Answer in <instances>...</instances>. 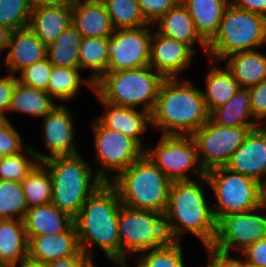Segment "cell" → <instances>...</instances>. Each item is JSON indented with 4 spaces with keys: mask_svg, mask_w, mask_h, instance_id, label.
Wrapping results in <instances>:
<instances>
[{
    "mask_svg": "<svg viewBox=\"0 0 266 267\" xmlns=\"http://www.w3.org/2000/svg\"><path fill=\"white\" fill-rule=\"evenodd\" d=\"M88 1H98V0H72V4L77 2H88Z\"/></svg>",
    "mask_w": 266,
    "mask_h": 267,
    "instance_id": "cell-54",
    "label": "cell"
},
{
    "mask_svg": "<svg viewBox=\"0 0 266 267\" xmlns=\"http://www.w3.org/2000/svg\"><path fill=\"white\" fill-rule=\"evenodd\" d=\"M83 37L71 24L52 44L47 46V58L55 67L80 68L79 48Z\"/></svg>",
    "mask_w": 266,
    "mask_h": 267,
    "instance_id": "cell-31",
    "label": "cell"
},
{
    "mask_svg": "<svg viewBox=\"0 0 266 267\" xmlns=\"http://www.w3.org/2000/svg\"><path fill=\"white\" fill-rule=\"evenodd\" d=\"M28 208L50 203L52 180L48 169L38 163L21 182Z\"/></svg>",
    "mask_w": 266,
    "mask_h": 267,
    "instance_id": "cell-34",
    "label": "cell"
},
{
    "mask_svg": "<svg viewBox=\"0 0 266 267\" xmlns=\"http://www.w3.org/2000/svg\"><path fill=\"white\" fill-rule=\"evenodd\" d=\"M72 25L83 38H109L114 32L110 16L101 0L72 4Z\"/></svg>",
    "mask_w": 266,
    "mask_h": 267,
    "instance_id": "cell-22",
    "label": "cell"
},
{
    "mask_svg": "<svg viewBox=\"0 0 266 267\" xmlns=\"http://www.w3.org/2000/svg\"><path fill=\"white\" fill-rule=\"evenodd\" d=\"M149 65L105 73L95 84L94 92L103 101L117 106L152 112L161 83L165 79Z\"/></svg>",
    "mask_w": 266,
    "mask_h": 267,
    "instance_id": "cell-6",
    "label": "cell"
},
{
    "mask_svg": "<svg viewBox=\"0 0 266 267\" xmlns=\"http://www.w3.org/2000/svg\"><path fill=\"white\" fill-rule=\"evenodd\" d=\"M42 164L52 180L51 203L73 219L89 196L104 183L97 175H92L90 163L79 154L52 157Z\"/></svg>",
    "mask_w": 266,
    "mask_h": 267,
    "instance_id": "cell-5",
    "label": "cell"
},
{
    "mask_svg": "<svg viewBox=\"0 0 266 267\" xmlns=\"http://www.w3.org/2000/svg\"><path fill=\"white\" fill-rule=\"evenodd\" d=\"M28 209L21 182L0 180V219L23 221Z\"/></svg>",
    "mask_w": 266,
    "mask_h": 267,
    "instance_id": "cell-36",
    "label": "cell"
},
{
    "mask_svg": "<svg viewBox=\"0 0 266 267\" xmlns=\"http://www.w3.org/2000/svg\"><path fill=\"white\" fill-rule=\"evenodd\" d=\"M230 4L266 17V0H229Z\"/></svg>",
    "mask_w": 266,
    "mask_h": 267,
    "instance_id": "cell-47",
    "label": "cell"
},
{
    "mask_svg": "<svg viewBox=\"0 0 266 267\" xmlns=\"http://www.w3.org/2000/svg\"><path fill=\"white\" fill-rule=\"evenodd\" d=\"M27 256L28 239L23 221L0 219V265H17Z\"/></svg>",
    "mask_w": 266,
    "mask_h": 267,
    "instance_id": "cell-26",
    "label": "cell"
},
{
    "mask_svg": "<svg viewBox=\"0 0 266 267\" xmlns=\"http://www.w3.org/2000/svg\"><path fill=\"white\" fill-rule=\"evenodd\" d=\"M152 33L147 26L114 29L108 38L107 72L138 69L149 65Z\"/></svg>",
    "mask_w": 266,
    "mask_h": 267,
    "instance_id": "cell-14",
    "label": "cell"
},
{
    "mask_svg": "<svg viewBox=\"0 0 266 267\" xmlns=\"http://www.w3.org/2000/svg\"><path fill=\"white\" fill-rule=\"evenodd\" d=\"M249 88L240 87L237 93L224 105L210 114V118L223 127H259L252 118ZM259 125V126H258Z\"/></svg>",
    "mask_w": 266,
    "mask_h": 267,
    "instance_id": "cell-28",
    "label": "cell"
},
{
    "mask_svg": "<svg viewBox=\"0 0 266 267\" xmlns=\"http://www.w3.org/2000/svg\"><path fill=\"white\" fill-rule=\"evenodd\" d=\"M56 105L46 90L22 85L16 82L8 111L44 117Z\"/></svg>",
    "mask_w": 266,
    "mask_h": 267,
    "instance_id": "cell-30",
    "label": "cell"
},
{
    "mask_svg": "<svg viewBox=\"0 0 266 267\" xmlns=\"http://www.w3.org/2000/svg\"><path fill=\"white\" fill-rule=\"evenodd\" d=\"M18 81L17 77L9 73L6 77L0 78V110L8 111L13 89Z\"/></svg>",
    "mask_w": 266,
    "mask_h": 267,
    "instance_id": "cell-46",
    "label": "cell"
},
{
    "mask_svg": "<svg viewBox=\"0 0 266 267\" xmlns=\"http://www.w3.org/2000/svg\"><path fill=\"white\" fill-rule=\"evenodd\" d=\"M229 3V0H181L193 19L197 33L207 44L218 32Z\"/></svg>",
    "mask_w": 266,
    "mask_h": 267,
    "instance_id": "cell-24",
    "label": "cell"
},
{
    "mask_svg": "<svg viewBox=\"0 0 266 267\" xmlns=\"http://www.w3.org/2000/svg\"><path fill=\"white\" fill-rule=\"evenodd\" d=\"M120 267L127 266V255L145 252L164 246L169 238L164 214L132 209L121 204L118 213Z\"/></svg>",
    "mask_w": 266,
    "mask_h": 267,
    "instance_id": "cell-8",
    "label": "cell"
},
{
    "mask_svg": "<svg viewBox=\"0 0 266 267\" xmlns=\"http://www.w3.org/2000/svg\"><path fill=\"white\" fill-rule=\"evenodd\" d=\"M141 13L145 20L155 23L171 8L179 5L181 0H137Z\"/></svg>",
    "mask_w": 266,
    "mask_h": 267,
    "instance_id": "cell-42",
    "label": "cell"
},
{
    "mask_svg": "<svg viewBox=\"0 0 266 267\" xmlns=\"http://www.w3.org/2000/svg\"><path fill=\"white\" fill-rule=\"evenodd\" d=\"M96 161L101 164L95 173L102 182H111L124 169L139 160L145 152L134 139L118 131L104 127L98 120L92 123ZM115 171L116 175L107 177L105 170Z\"/></svg>",
    "mask_w": 266,
    "mask_h": 267,
    "instance_id": "cell-12",
    "label": "cell"
},
{
    "mask_svg": "<svg viewBox=\"0 0 266 267\" xmlns=\"http://www.w3.org/2000/svg\"><path fill=\"white\" fill-rule=\"evenodd\" d=\"M114 29H129L148 26L137 0H101Z\"/></svg>",
    "mask_w": 266,
    "mask_h": 267,
    "instance_id": "cell-35",
    "label": "cell"
},
{
    "mask_svg": "<svg viewBox=\"0 0 266 267\" xmlns=\"http://www.w3.org/2000/svg\"><path fill=\"white\" fill-rule=\"evenodd\" d=\"M210 257L207 267H244L241 259L230 257L229 254L205 247Z\"/></svg>",
    "mask_w": 266,
    "mask_h": 267,
    "instance_id": "cell-45",
    "label": "cell"
},
{
    "mask_svg": "<svg viewBox=\"0 0 266 267\" xmlns=\"http://www.w3.org/2000/svg\"><path fill=\"white\" fill-rule=\"evenodd\" d=\"M205 176L218 203L211 205L215 220L229 213L247 212L261 206L263 185L257 180L226 167L212 169Z\"/></svg>",
    "mask_w": 266,
    "mask_h": 267,
    "instance_id": "cell-9",
    "label": "cell"
},
{
    "mask_svg": "<svg viewBox=\"0 0 266 267\" xmlns=\"http://www.w3.org/2000/svg\"><path fill=\"white\" fill-rule=\"evenodd\" d=\"M265 42L266 17L229 3L218 32L207 44V54L212 61L219 62L236 52L257 50Z\"/></svg>",
    "mask_w": 266,
    "mask_h": 267,
    "instance_id": "cell-7",
    "label": "cell"
},
{
    "mask_svg": "<svg viewBox=\"0 0 266 267\" xmlns=\"http://www.w3.org/2000/svg\"><path fill=\"white\" fill-rule=\"evenodd\" d=\"M210 118L201 90L189 80L165 78L151 112V126L163 135L191 136Z\"/></svg>",
    "mask_w": 266,
    "mask_h": 267,
    "instance_id": "cell-2",
    "label": "cell"
},
{
    "mask_svg": "<svg viewBox=\"0 0 266 267\" xmlns=\"http://www.w3.org/2000/svg\"><path fill=\"white\" fill-rule=\"evenodd\" d=\"M92 261L88 257H68L47 263V267H88Z\"/></svg>",
    "mask_w": 266,
    "mask_h": 267,
    "instance_id": "cell-48",
    "label": "cell"
},
{
    "mask_svg": "<svg viewBox=\"0 0 266 267\" xmlns=\"http://www.w3.org/2000/svg\"><path fill=\"white\" fill-rule=\"evenodd\" d=\"M140 254L136 267H185L180 242L168 241L162 247Z\"/></svg>",
    "mask_w": 266,
    "mask_h": 267,
    "instance_id": "cell-37",
    "label": "cell"
},
{
    "mask_svg": "<svg viewBox=\"0 0 266 267\" xmlns=\"http://www.w3.org/2000/svg\"><path fill=\"white\" fill-rule=\"evenodd\" d=\"M155 22L159 25L158 33L187 44L192 50L195 42H199L207 51V43L196 31L189 12L180 3L171 8Z\"/></svg>",
    "mask_w": 266,
    "mask_h": 267,
    "instance_id": "cell-25",
    "label": "cell"
},
{
    "mask_svg": "<svg viewBox=\"0 0 266 267\" xmlns=\"http://www.w3.org/2000/svg\"><path fill=\"white\" fill-rule=\"evenodd\" d=\"M261 205L266 208V184L262 186V200Z\"/></svg>",
    "mask_w": 266,
    "mask_h": 267,
    "instance_id": "cell-52",
    "label": "cell"
},
{
    "mask_svg": "<svg viewBox=\"0 0 266 267\" xmlns=\"http://www.w3.org/2000/svg\"><path fill=\"white\" fill-rule=\"evenodd\" d=\"M8 120V118L5 116V113L0 110V125L4 122H6Z\"/></svg>",
    "mask_w": 266,
    "mask_h": 267,
    "instance_id": "cell-53",
    "label": "cell"
},
{
    "mask_svg": "<svg viewBox=\"0 0 266 267\" xmlns=\"http://www.w3.org/2000/svg\"><path fill=\"white\" fill-rule=\"evenodd\" d=\"M121 201L117 189L110 183L100 185L83 204L74 218L81 251L93 262V244L120 267L118 213ZM90 251H87L89 248Z\"/></svg>",
    "mask_w": 266,
    "mask_h": 267,
    "instance_id": "cell-1",
    "label": "cell"
},
{
    "mask_svg": "<svg viewBox=\"0 0 266 267\" xmlns=\"http://www.w3.org/2000/svg\"><path fill=\"white\" fill-rule=\"evenodd\" d=\"M52 70L53 65L46 57L21 70V76L17 79L22 85L47 90Z\"/></svg>",
    "mask_w": 266,
    "mask_h": 267,
    "instance_id": "cell-40",
    "label": "cell"
},
{
    "mask_svg": "<svg viewBox=\"0 0 266 267\" xmlns=\"http://www.w3.org/2000/svg\"><path fill=\"white\" fill-rule=\"evenodd\" d=\"M154 33L150 43L149 66L164 78H177L181 71L190 66L194 50L183 42L157 31Z\"/></svg>",
    "mask_w": 266,
    "mask_h": 267,
    "instance_id": "cell-16",
    "label": "cell"
},
{
    "mask_svg": "<svg viewBox=\"0 0 266 267\" xmlns=\"http://www.w3.org/2000/svg\"><path fill=\"white\" fill-rule=\"evenodd\" d=\"M23 223L27 237H38L65 232L74 219L50 202L29 208Z\"/></svg>",
    "mask_w": 266,
    "mask_h": 267,
    "instance_id": "cell-23",
    "label": "cell"
},
{
    "mask_svg": "<svg viewBox=\"0 0 266 267\" xmlns=\"http://www.w3.org/2000/svg\"><path fill=\"white\" fill-rule=\"evenodd\" d=\"M241 254L246 257L242 260L243 266L266 267V238L253 243Z\"/></svg>",
    "mask_w": 266,
    "mask_h": 267,
    "instance_id": "cell-44",
    "label": "cell"
},
{
    "mask_svg": "<svg viewBox=\"0 0 266 267\" xmlns=\"http://www.w3.org/2000/svg\"><path fill=\"white\" fill-rule=\"evenodd\" d=\"M33 7L72 5V0H31Z\"/></svg>",
    "mask_w": 266,
    "mask_h": 267,
    "instance_id": "cell-49",
    "label": "cell"
},
{
    "mask_svg": "<svg viewBox=\"0 0 266 267\" xmlns=\"http://www.w3.org/2000/svg\"><path fill=\"white\" fill-rule=\"evenodd\" d=\"M98 99L107 108L106 115L96 118L104 127L134 139L142 148L141 133L151 124V113L142 109L117 106ZM149 124V125H148Z\"/></svg>",
    "mask_w": 266,
    "mask_h": 267,
    "instance_id": "cell-20",
    "label": "cell"
},
{
    "mask_svg": "<svg viewBox=\"0 0 266 267\" xmlns=\"http://www.w3.org/2000/svg\"><path fill=\"white\" fill-rule=\"evenodd\" d=\"M121 204L164 214L172 181L144 154L110 182Z\"/></svg>",
    "mask_w": 266,
    "mask_h": 267,
    "instance_id": "cell-4",
    "label": "cell"
},
{
    "mask_svg": "<svg viewBox=\"0 0 266 267\" xmlns=\"http://www.w3.org/2000/svg\"><path fill=\"white\" fill-rule=\"evenodd\" d=\"M256 128L258 127H223L209 118L191 135L197 146L199 163L205 173L225 167L249 132Z\"/></svg>",
    "mask_w": 266,
    "mask_h": 267,
    "instance_id": "cell-11",
    "label": "cell"
},
{
    "mask_svg": "<svg viewBox=\"0 0 266 267\" xmlns=\"http://www.w3.org/2000/svg\"><path fill=\"white\" fill-rule=\"evenodd\" d=\"M47 57V47L29 28L11 33L7 47L5 65L13 74Z\"/></svg>",
    "mask_w": 266,
    "mask_h": 267,
    "instance_id": "cell-19",
    "label": "cell"
},
{
    "mask_svg": "<svg viewBox=\"0 0 266 267\" xmlns=\"http://www.w3.org/2000/svg\"><path fill=\"white\" fill-rule=\"evenodd\" d=\"M4 155L0 152V162L2 161Z\"/></svg>",
    "mask_w": 266,
    "mask_h": 267,
    "instance_id": "cell-55",
    "label": "cell"
},
{
    "mask_svg": "<svg viewBox=\"0 0 266 267\" xmlns=\"http://www.w3.org/2000/svg\"><path fill=\"white\" fill-rule=\"evenodd\" d=\"M80 68H70V67H55L50 76L47 92L52 98H58L62 101H68L77 95L80 85L86 84L88 87L92 88L94 91L93 81L88 79H81Z\"/></svg>",
    "mask_w": 266,
    "mask_h": 267,
    "instance_id": "cell-33",
    "label": "cell"
},
{
    "mask_svg": "<svg viewBox=\"0 0 266 267\" xmlns=\"http://www.w3.org/2000/svg\"><path fill=\"white\" fill-rule=\"evenodd\" d=\"M200 180L198 183L194 180L172 182L168 206L164 213L169 241L180 242L181 234L188 231L197 236L204 247L212 244L216 233V220L203 192V182L208 183L207 177L204 176Z\"/></svg>",
    "mask_w": 266,
    "mask_h": 267,
    "instance_id": "cell-3",
    "label": "cell"
},
{
    "mask_svg": "<svg viewBox=\"0 0 266 267\" xmlns=\"http://www.w3.org/2000/svg\"><path fill=\"white\" fill-rule=\"evenodd\" d=\"M27 239L28 257L45 264L68 257H88L80 249L75 224L59 234Z\"/></svg>",
    "mask_w": 266,
    "mask_h": 267,
    "instance_id": "cell-18",
    "label": "cell"
},
{
    "mask_svg": "<svg viewBox=\"0 0 266 267\" xmlns=\"http://www.w3.org/2000/svg\"><path fill=\"white\" fill-rule=\"evenodd\" d=\"M72 117L67 107L63 105L55 106L44 116L42 133H44L43 139H45V146L49 150V155L33 150L39 163L52 157L78 154L76 144L73 141Z\"/></svg>",
    "mask_w": 266,
    "mask_h": 267,
    "instance_id": "cell-15",
    "label": "cell"
},
{
    "mask_svg": "<svg viewBox=\"0 0 266 267\" xmlns=\"http://www.w3.org/2000/svg\"><path fill=\"white\" fill-rule=\"evenodd\" d=\"M32 9L31 0H0V26L12 32L28 27Z\"/></svg>",
    "mask_w": 266,
    "mask_h": 267,
    "instance_id": "cell-38",
    "label": "cell"
},
{
    "mask_svg": "<svg viewBox=\"0 0 266 267\" xmlns=\"http://www.w3.org/2000/svg\"><path fill=\"white\" fill-rule=\"evenodd\" d=\"M244 267H262V266H244Z\"/></svg>",
    "mask_w": 266,
    "mask_h": 267,
    "instance_id": "cell-57",
    "label": "cell"
},
{
    "mask_svg": "<svg viewBox=\"0 0 266 267\" xmlns=\"http://www.w3.org/2000/svg\"><path fill=\"white\" fill-rule=\"evenodd\" d=\"M21 139L19 132L9 120L0 125V152L4 156L14 155L24 150L28 155L36 157L32 148L25 147Z\"/></svg>",
    "mask_w": 266,
    "mask_h": 267,
    "instance_id": "cell-41",
    "label": "cell"
},
{
    "mask_svg": "<svg viewBox=\"0 0 266 267\" xmlns=\"http://www.w3.org/2000/svg\"><path fill=\"white\" fill-rule=\"evenodd\" d=\"M38 163L36 157L26 158L21 152L4 156L0 162V180L22 182Z\"/></svg>",
    "mask_w": 266,
    "mask_h": 267,
    "instance_id": "cell-39",
    "label": "cell"
},
{
    "mask_svg": "<svg viewBox=\"0 0 266 267\" xmlns=\"http://www.w3.org/2000/svg\"><path fill=\"white\" fill-rule=\"evenodd\" d=\"M108 38L84 37L79 48L80 69L93 70L90 79L95 84L107 73L109 57L107 54Z\"/></svg>",
    "mask_w": 266,
    "mask_h": 267,
    "instance_id": "cell-32",
    "label": "cell"
},
{
    "mask_svg": "<svg viewBox=\"0 0 266 267\" xmlns=\"http://www.w3.org/2000/svg\"><path fill=\"white\" fill-rule=\"evenodd\" d=\"M247 212L229 213L220 216L216 220V233L211 248L227 253L234 248L236 251H244L253 243L266 238V215L255 213L262 209Z\"/></svg>",
    "mask_w": 266,
    "mask_h": 267,
    "instance_id": "cell-13",
    "label": "cell"
},
{
    "mask_svg": "<svg viewBox=\"0 0 266 267\" xmlns=\"http://www.w3.org/2000/svg\"><path fill=\"white\" fill-rule=\"evenodd\" d=\"M227 69L240 87L248 88L266 79V55L256 50L240 51L225 57Z\"/></svg>",
    "mask_w": 266,
    "mask_h": 267,
    "instance_id": "cell-27",
    "label": "cell"
},
{
    "mask_svg": "<svg viewBox=\"0 0 266 267\" xmlns=\"http://www.w3.org/2000/svg\"><path fill=\"white\" fill-rule=\"evenodd\" d=\"M225 167L253 178L262 185L266 184V179L262 180L261 176V174H266L265 124H261V126L249 132L244 142L233 153Z\"/></svg>",
    "mask_w": 266,
    "mask_h": 267,
    "instance_id": "cell-17",
    "label": "cell"
},
{
    "mask_svg": "<svg viewBox=\"0 0 266 267\" xmlns=\"http://www.w3.org/2000/svg\"><path fill=\"white\" fill-rule=\"evenodd\" d=\"M88 267H95L94 262H92Z\"/></svg>",
    "mask_w": 266,
    "mask_h": 267,
    "instance_id": "cell-56",
    "label": "cell"
},
{
    "mask_svg": "<svg viewBox=\"0 0 266 267\" xmlns=\"http://www.w3.org/2000/svg\"><path fill=\"white\" fill-rule=\"evenodd\" d=\"M206 75V92L201 91L209 114L228 102L240 89L239 83L228 69L213 66Z\"/></svg>",
    "mask_w": 266,
    "mask_h": 267,
    "instance_id": "cell-29",
    "label": "cell"
},
{
    "mask_svg": "<svg viewBox=\"0 0 266 267\" xmlns=\"http://www.w3.org/2000/svg\"><path fill=\"white\" fill-rule=\"evenodd\" d=\"M72 24V5L33 7L28 27L47 47Z\"/></svg>",
    "mask_w": 266,
    "mask_h": 267,
    "instance_id": "cell-21",
    "label": "cell"
},
{
    "mask_svg": "<svg viewBox=\"0 0 266 267\" xmlns=\"http://www.w3.org/2000/svg\"><path fill=\"white\" fill-rule=\"evenodd\" d=\"M12 31L4 26H0V50H7Z\"/></svg>",
    "mask_w": 266,
    "mask_h": 267,
    "instance_id": "cell-50",
    "label": "cell"
},
{
    "mask_svg": "<svg viewBox=\"0 0 266 267\" xmlns=\"http://www.w3.org/2000/svg\"><path fill=\"white\" fill-rule=\"evenodd\" d=\"M155 149H145L144 154L173 182L194 180L188 175L193 173L199 178L206 175L197 153L192 136L162 135ZM197 165V166H196Z\"/></svg>",
    "mask_w": 266,
    "mask_h": 267,
    "instance_id": "cell-10",
    "label": "cell"
},
{
    "mask_svg": "<svg viewBox=\"0 0 266 267\" xmlns=\"http://www.w3.org/2000/svg\"><path fill=\"white\" fill-rule=\"evenodd\" d=\"M248 88L252 115L254 120L259 123L266 118V79Z\"/></svg>",
    "mask_w": 266,
    "mask_h": 267,
    "instance_id": "cell-43",
    "label": "cell"
},
{
    "mask_svg": "<svg viewBox=\"0 0 266 267\" xmlns=\"http://www.w3.org/2000/svg\"><path fill=\"white\" fill-rule=\"evenodd\" d=\"M19 267H47V265L41 261L33 260L29 258L28 256L22 260L19 264ZM10 267H16V265L10 266Z\"/></svg>",
    "mask_w": 266,
    "mask_h": 267,
    "instance_id": "cell-51",
    "label": "cell"
}]
</instances>
